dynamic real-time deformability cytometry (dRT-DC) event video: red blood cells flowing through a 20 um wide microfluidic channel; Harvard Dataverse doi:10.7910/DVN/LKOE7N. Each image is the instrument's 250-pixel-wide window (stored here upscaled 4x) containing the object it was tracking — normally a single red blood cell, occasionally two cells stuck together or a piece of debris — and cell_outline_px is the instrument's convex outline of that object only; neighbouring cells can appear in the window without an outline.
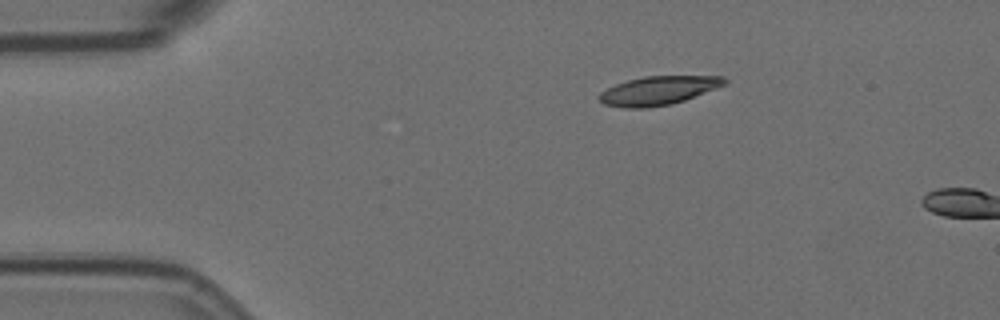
{"species": "Egyptian fruit bat (a non-hibernating species)", "species_latin": "Rousettus aegyptiacus", "temperature_condition": "room temperature", "stored_images_in_passage": 2, "camera_frame_rate_fps": 3000, "um_per_image_px": 0.085, "animal": {"sex": "female"}, "frame": {"image": 1, "passage_image": 1, "time_ms": 0.0, "image_size_px": [1000, 320], "cell_outline_px": [[728, 84], [684, 100], [668, 104], [644, 108], [628, 108], [604, 104], [596, 96], [600, 92], [616, 84], [628, 80], [644, 76], [724, 76], [728, 80]], "centroid_in_image_um": [55.98, 7.68], "position_along_channel_um": 29.0, "area_um2": 20.87}}